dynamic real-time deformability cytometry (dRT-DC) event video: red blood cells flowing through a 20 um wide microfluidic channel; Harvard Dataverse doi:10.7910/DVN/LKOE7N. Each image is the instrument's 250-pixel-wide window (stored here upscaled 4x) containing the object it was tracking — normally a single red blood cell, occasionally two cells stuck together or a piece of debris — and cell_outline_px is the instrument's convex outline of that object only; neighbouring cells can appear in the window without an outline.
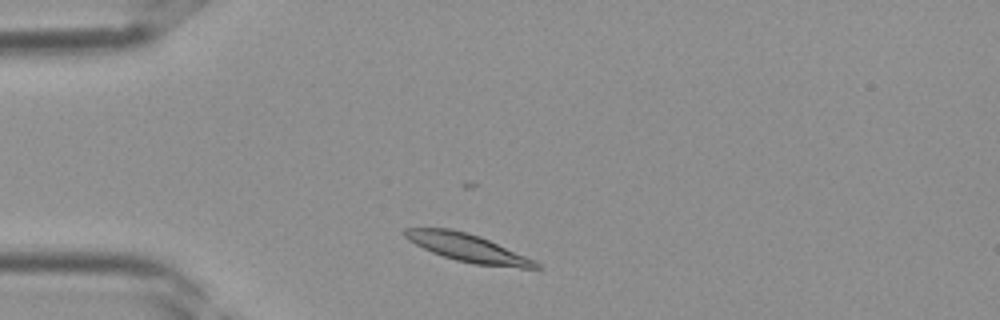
{"species": "Egyptian fruit bat (a non-hibernating species)", "species_latin": "Rousettus aegyptiacus", "temperature_condition": "room temperature", "stored_images_in_passage": 32, "camera_frame_rate_fps": 3000, "um_per_image_px": 0.085, "frame": {"image": 1, "passage_image": 3, "time_ms": 0.667, "image_size_px": [1000, 320], "cell_outline_px": [[544, 268], [520, 268], [476, 264], [456, 260], [432, 252], [408, 240], [404, 236], [404, 228], [452, 228], [468, 232], [480, 236], [524, 256], [540, 264]], "centroid_in_image_um": [39.72, 21.05], "position_along_channel_um": 45.3, "area_um2": 20.92}}
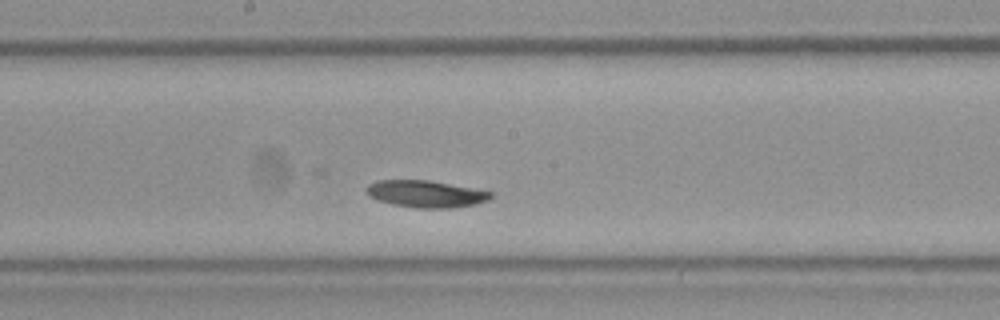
{"frame": {"image": 2, "passage_image": 14, "time_ms": 4.333, "image_size_px": [1000, 320], "cell_outline_px": [[492, 196], [488, 200], [476, 204], [456, 208], [416, 208], [392, 204], [376, 200], [368, 196], [364, 192], [364, 188], [368, 184], [376, 180], [428, 180], [472, 188], [492, 192]], "centroid_in_image_um": [36.13, 16.49], "position_along_channel_um": 212.1, "area_um2": 19.77}}
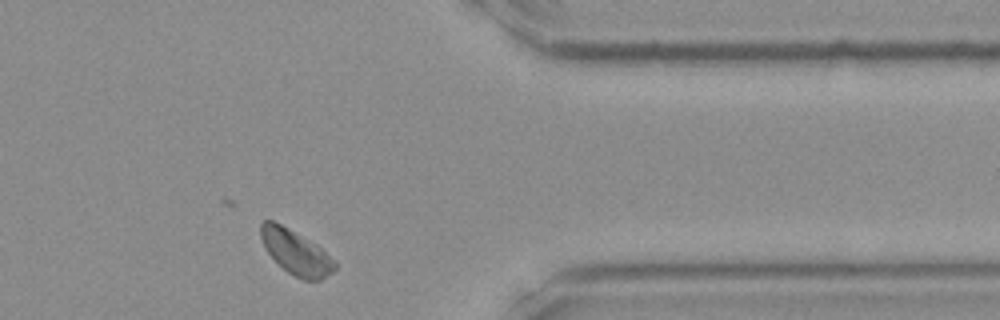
{"frame": {"image": 3, "passage_image": 25, "time_ms": 8.0, "image_size_px": [1000, 320], "cell_outline_px": [[336, 268], [332, 272], [320, 280], [304, 280], [288, 272], [264, 248], [260, 236], [260, 224], [264, 220], [272, 220], [280, 224], [316, 244], [336, 260]], "centroid_in_image_um": [25.15, 21.44], "position_along_channel_um": 386.2, "area_um2": 18.84}}